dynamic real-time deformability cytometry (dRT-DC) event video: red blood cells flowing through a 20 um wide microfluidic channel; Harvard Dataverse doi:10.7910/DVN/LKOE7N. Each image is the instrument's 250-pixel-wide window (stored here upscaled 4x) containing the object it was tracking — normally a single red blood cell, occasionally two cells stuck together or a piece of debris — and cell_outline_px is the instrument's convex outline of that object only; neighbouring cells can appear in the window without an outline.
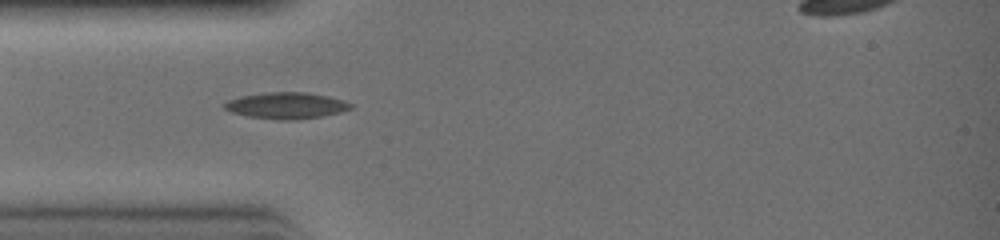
{"species": "common noctule bat (a hibernating species)", "species_latin": "Nyctalus noctula", "temperature_condition": "warm", "stored_images_in_passage": 27, "camera_frame_rate_fps": 3000, "um_per_image_px": 0.085, "animal": {"sex": "female", "body_mass_g": 19.0, "forearm_length_mm": 51.5}, "frame": {"image": 1, "passage_image": 5, "time_ms": 1.333, "image_size_px": [1000, 240], "cell_outline_px": [[352, 108], [340, 112], [324, 116], [292, 120], [280, 120], [248, 116], [232, 112], [224, 108], [224, 104], [228, 100], [244, 96], [268, 92], [308, 92], [328, 96], [344, 100], [352, 104]], "centroid_in_image_um": [24.38, 8.97], "position_along_channel_um": 60.6, "area_um2": 19.25}}
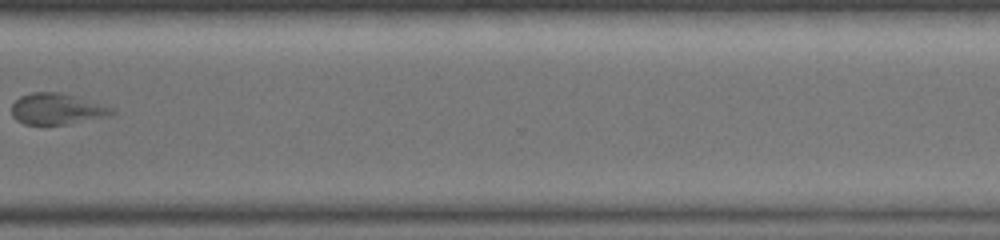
{"frame": {"image": 2, "passage_image": 20, "time_ms": 6.333, "image_size_px": [1000, 240], "cell_outline_px": [[116, 112], [64, 124], [24, 124], [16, 120], [12, 116], [12, 104], [20, 96], [32, 92], [56, 92], [72, 96], [116, 108]], "centroid_in_image_um": [4.74, 9.25], "position_along_channel_um": 365.9, "area_um2": 17.46}}